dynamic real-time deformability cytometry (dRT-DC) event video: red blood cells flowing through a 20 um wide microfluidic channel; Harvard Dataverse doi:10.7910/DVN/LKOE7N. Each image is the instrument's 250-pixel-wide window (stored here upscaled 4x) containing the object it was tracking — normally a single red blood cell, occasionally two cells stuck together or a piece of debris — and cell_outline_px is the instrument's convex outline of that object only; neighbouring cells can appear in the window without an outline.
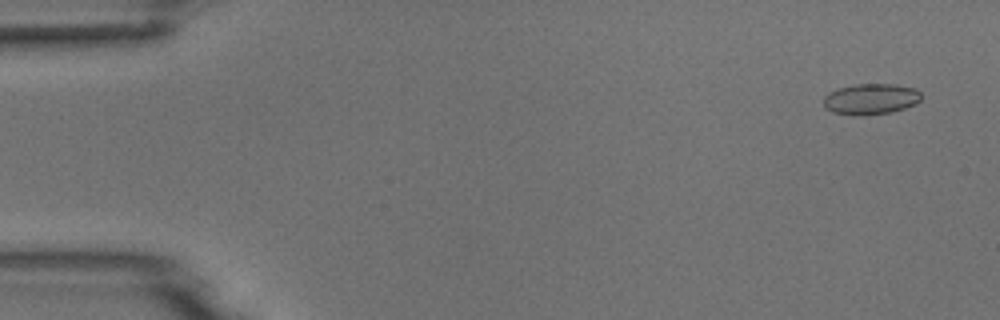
{"species": "common noctule bat (a hibernating species)", "species_latin": "Nyctalus noctula", "temperature_condition": "room temperature", "stored_images_in_passage": 5, "camera_frame_rate_fps": 3000, "um_per_image_px": 0.085, "animal": {"sex": "male", "body_mass_g": 18.8}, "frame": {"image": 1, "passage_image": 1, "time_ms": 0.0, "image_size_px": [1000, 320], "cell_outline_px": [[920, 100], [916, 104], [892, 112], [864, 116], [832, 112], [824, 108], [824, 96], [828, 92], [840, 88], [856, 84], [896, 84], [916, 88], [920, 92]], "centroid_in_image_um": [74.02, 8.42], "position_along_channel_um": 11.0, "area_um2": 17.69}}
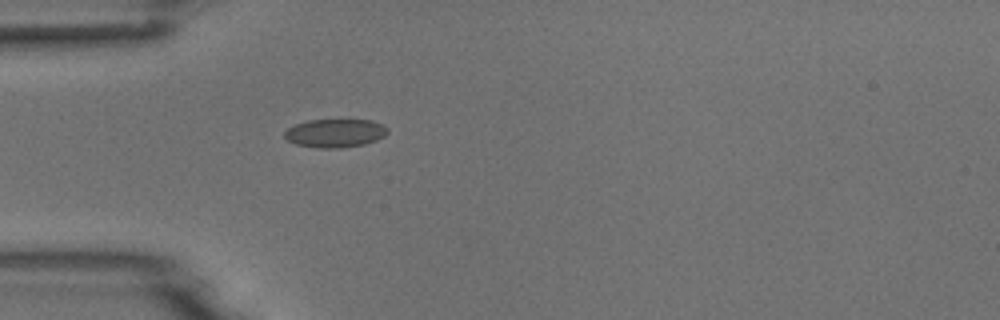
{"frame": {"image": 2, "passage_image": 5, "time_ms": 4.333, "image_size_px": [1000, 320], "cell_outline_px": [[388, 132], [384, 136], [376, 140], [364, 144], [340, 148], [320, 148], [296, 144], [288, 140], [284, 136], [284, 132], [288, 128], [296, 124], [308, 120], [372, 120], [384, 124], [388, 128]], "centroid_in_image_um": [28.51, 11.31], "position_along_channel_um": 56.5, "area_um2": 17.05}}